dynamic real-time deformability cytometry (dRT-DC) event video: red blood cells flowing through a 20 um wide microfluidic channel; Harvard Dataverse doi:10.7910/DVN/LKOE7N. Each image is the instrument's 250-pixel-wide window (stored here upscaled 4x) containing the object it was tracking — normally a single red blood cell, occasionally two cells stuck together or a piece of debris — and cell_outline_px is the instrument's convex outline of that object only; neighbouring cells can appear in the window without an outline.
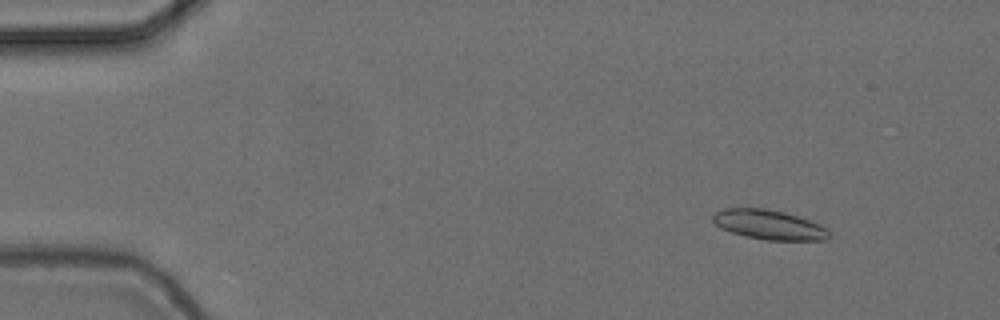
{"species": "common noctule bat (a hibernating species)", "species_latin": "Nyctalus noctula", "temperature_condition": "cold", "stored_images_in_passage": 40, "camera_frame_rate_fps": 3000, "um_per_image_px": 0.085, "animal": {"sex": "female", "body_mass_g": 24.6, "forearm_length_mm": 56.2}, "frame": {"image": 1, "passage_image": 6, "time_ms": 1.667, "image_size_px": [1000, 320], "cell_outline_px": [[828, 236], [824, 240], [768, 240], [748, 236], [732, 232], [720, 228], [712, 220], [712, 216], [716, 212], [724, 208], [768, 208], [784, 212], [820, 224], [828, 228]], "centroid_in_image_um": [65.35, 19.09], "position_along_channel_um": 19.7, "area_um2": 19.83}}
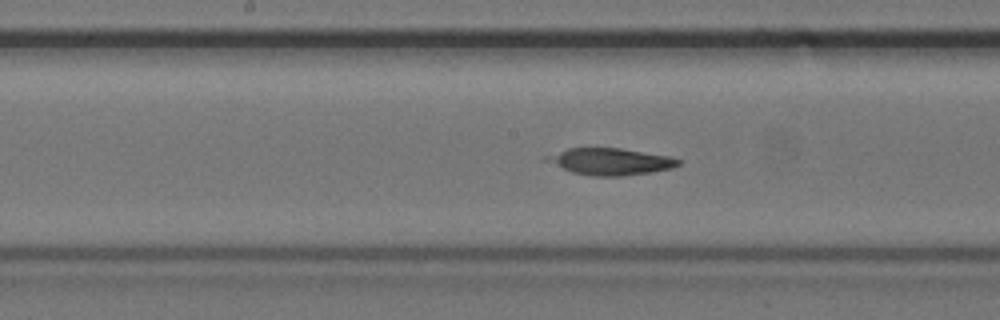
{"frame": {"image": 2, "passage_image": 28, "time_ms": 9.0, "image_size_px": [1000, 320], "cell_outline_px": [[680, 164], [672, 168], [652, 172], [620, 176], [592, 176], [572, 172], [540, 160], [544, 156], [568, 148], [620, 148], [668, 156], [680, 160]], "centroid_in_image_um": [51.8, 13.73], "position_along_channel_um": 196.4, "area_um2": 20.58}}
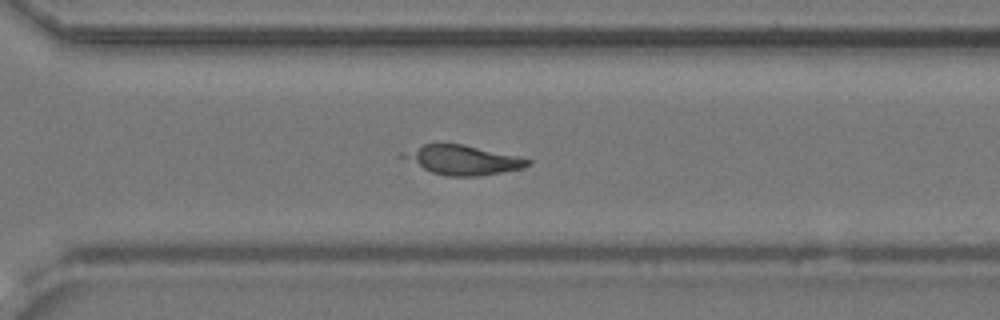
{"frame": {"image": 3, "passage_image": 39, "time_ms": 12.667, "image_size_px": [1000, 320], "cell_outline_px": [[532, 164], [520, 168], [480, 176], [448, 176], [432, 172], [400, 156], [424, 144], [440, 140], [464, 144], [520, 156], [532, 160]], "centroid_in_image_um": [39.39, 13.56], "position_along_channel_um": 331.2, "area_um2": 21.39}}